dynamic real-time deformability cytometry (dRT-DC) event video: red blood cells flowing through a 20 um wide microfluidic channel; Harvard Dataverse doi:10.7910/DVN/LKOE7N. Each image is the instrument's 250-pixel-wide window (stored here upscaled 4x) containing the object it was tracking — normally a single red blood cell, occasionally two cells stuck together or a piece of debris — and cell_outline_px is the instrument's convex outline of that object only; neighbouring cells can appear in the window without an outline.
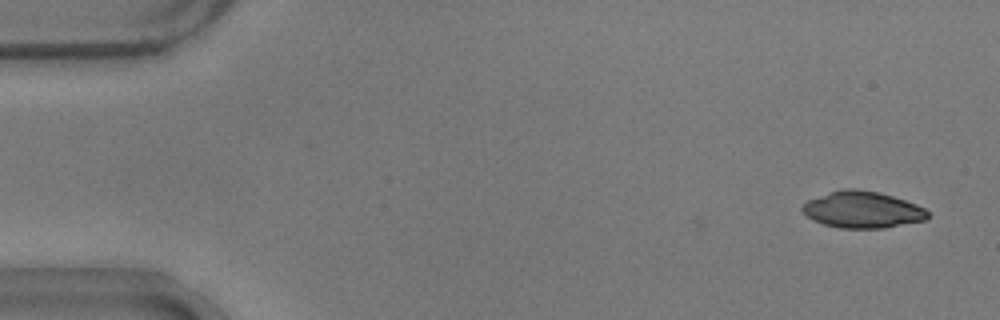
{"species": "common noctule bat (a hibernating species)", "species_latin": "Nyctalus noctula", "temperature_condition": "warm", "stored_images_in_passage": 52, "camera_frame_rate_fps": 3000, "um_per_image_px": 0.085, "animal": {"sex": "male", "body_mass_g": 17.9}, "frame": {"image": 1, "passage_image": 1, "time_ms": 0.0, "image_size_px": [1000, 320], "cell_outline_px": [[928, 216], [924, 220], [884, 228], [840, 228], [824, 224], [812, 220], [800, 208], [808, 200], [828, 192], [844, 188], [856, 188], [880, 192], [916, 204], [924, 208], [928, 212]], "centroid_in_image_um": [73.28, 17.81], "position_along_channel_um": 11.7, "area_um2": 26.65}}
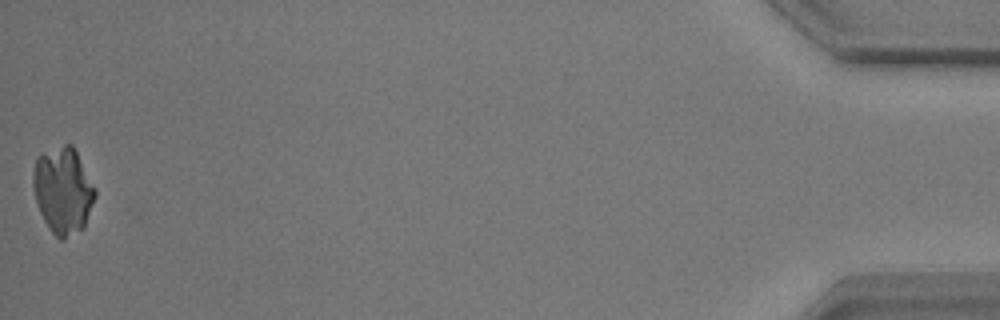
{"frame": {"image": 2, "passage_image": 52, "time_ms": 17.0, "image_size_px": [1000, 320], "cell_outline_px": [[96, 196], [84, 228], [64, 240], [60, 240], [48, 228], [36, 204], [32, 184], [32, 172], [36, 156], [64, 144], [72, 144], [96, 188]], "centroid_in_image_um": [5.35, 16.2], "position_along_channel_um": 429.9, "area_um2": 31.56}}